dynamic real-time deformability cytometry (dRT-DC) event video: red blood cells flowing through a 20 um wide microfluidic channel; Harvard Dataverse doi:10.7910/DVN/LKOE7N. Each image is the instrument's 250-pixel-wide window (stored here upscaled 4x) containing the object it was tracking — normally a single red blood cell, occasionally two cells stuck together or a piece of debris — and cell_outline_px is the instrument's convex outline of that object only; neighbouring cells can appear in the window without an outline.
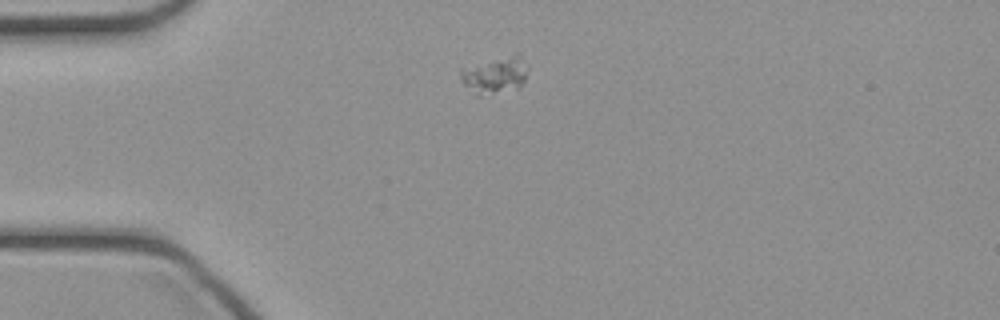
{"species": "common noctule bat (a hibernating species)", "species_latin": "Nyctalus noctula", "temperature_condition": "cold", "stored_images_in_passage": 36, "camera_frame_rate_fps": 3000, "um_per_image_px": 0.085, "animal": {"sex": "female", "body_mass_g": 21.9}, "frame": {"image": 1, "passage_image": 1, "time_ms": 0.0, "image_size_px": [1000, 320], "cell_outline_px": [[528, 68], [524, 80], [520, 88], [480, 96], [476, 96], [464, 84], [460, 76], [460, 72], [516, 52], [520, 52]], "centroid_in_image_um": [42.18, 6.41], "position_along_channel_um": 42.8, "area_um2": 13.99}}
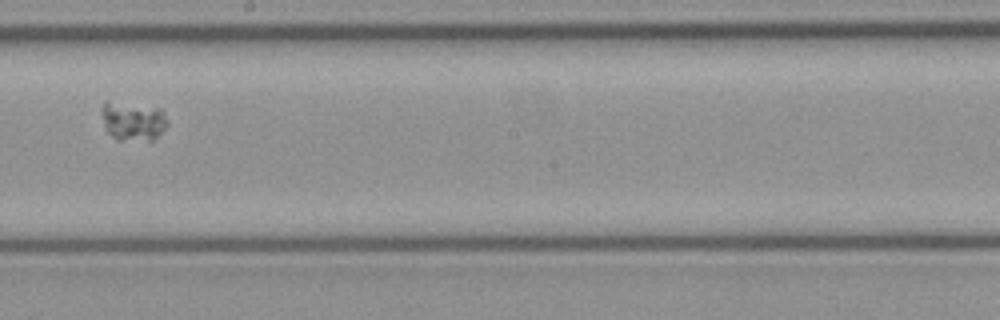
{"frame": {"image": 2, "passage_image": 16, "time_ms": 5.0, "image_size_px": [1000, 320], "cell_outline_px": [[168, 124], [152, 140], [116, 140], [104, 128], [104, 104], [108, 104], [160, 108], [164, 112]], "centroid_in_image_um": [11.36, 10.37], "position_along_channel_um": 236.8, "area_um2": 13.87}}
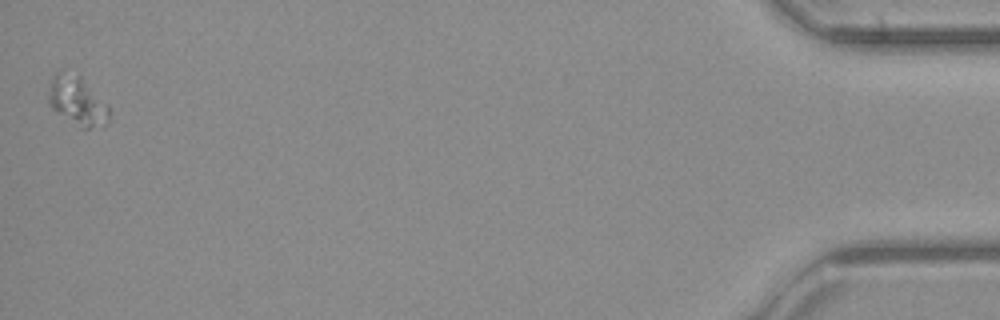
{"frame": {"image": 3, "passage_image": 36, "time_ms": 11.667, "image_size_px": [1000, 320], "cell_outline_px": [[108, 124], [88, 128], [80, 128], [52, 108], [48, 100], [48, 92], [52, 76], [60, 68], [64, 68], [80, 76], [108, 104]], "centroid_in_image_um": [6.54, 8.52], "position_along_channel_um": 428.7, "area_um2": 17.4}}